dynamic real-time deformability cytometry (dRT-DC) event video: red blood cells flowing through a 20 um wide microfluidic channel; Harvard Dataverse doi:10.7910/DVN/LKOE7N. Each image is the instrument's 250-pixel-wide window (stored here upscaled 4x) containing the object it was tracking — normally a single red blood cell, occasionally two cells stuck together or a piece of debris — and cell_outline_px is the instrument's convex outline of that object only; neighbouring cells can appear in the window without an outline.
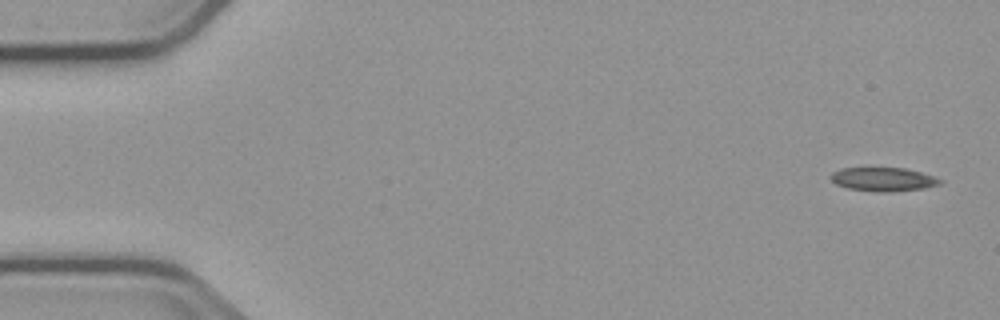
{"species": "common noctule bat (a hibernating species)", "species_latin": "Nyctalus noctula", "temperature_condition": "cold", "stored_images_in_passage": 6, "camera_frame_rate_fps": 3000, "um_per_image_px": 0.085, "animal": {"sex": "male", "body_mass_g": 23.1, "forearm_length_mm": 52.7}, "frame": {"image": 1, "passage_image": 1, "time_ms": 0.0, "image_size_px": [1000, 320], "cell_outline_px": [[944, 180], [940, 184], [924, 188], [888, 192], [876, 192], [848, 188], [836, 184], [832, 180], [832, 172], [840, 168], [904, 168], [920, 172]], "centroid_in_image_um": [75.08, 15.24], "position_along_channel_um": 9.9, "area_um2": 14.97}}
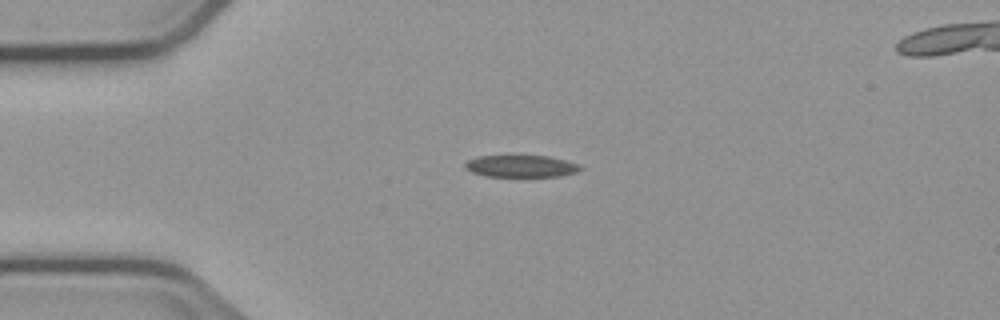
{"frame": {"image": 2, "passage_image": 4, "time_ms": 3.667, "image_size_px": [1000, 320], "cell_outline_px": [[584, 168], [576, 172], [560, 176], [484, 176], [472, 172], [464, 168], [464, 164], [468, 160], [476, 156], [548, 156], [564, 160], [576, 164]], "centroid_in_image_um": [44.24, 14.12], "position_along_channel_um": 40.8, "area_um2": 14.62}}
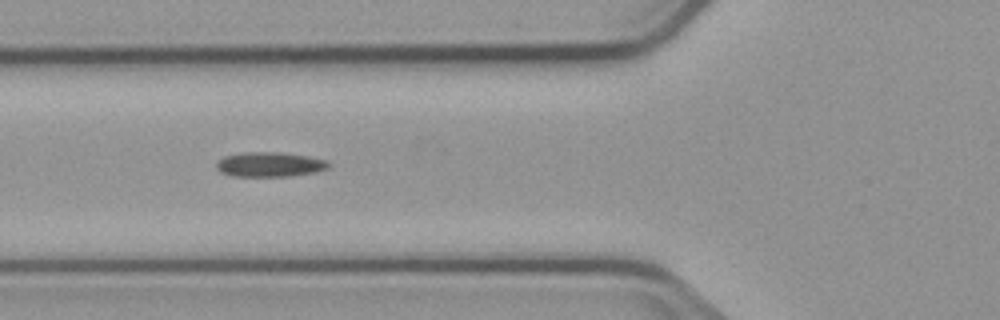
{"frame": {"image": 3, "passage_image": 6, "time_ms": 6.0, "image_size_px": [1000, 320], "cell_outline_px": [[328, 168], [316, 172], [288, 176], [232, 176], [220, 172], [216, 168], [216, 164], [224, 156], [244, 152], [280, 152], [308, 156], [324, 160], [328, 164]], "centroid_in_image_um": [22.89, 13.98], "position_along_channel_um": 102.9, "area_um2": 16.01}}